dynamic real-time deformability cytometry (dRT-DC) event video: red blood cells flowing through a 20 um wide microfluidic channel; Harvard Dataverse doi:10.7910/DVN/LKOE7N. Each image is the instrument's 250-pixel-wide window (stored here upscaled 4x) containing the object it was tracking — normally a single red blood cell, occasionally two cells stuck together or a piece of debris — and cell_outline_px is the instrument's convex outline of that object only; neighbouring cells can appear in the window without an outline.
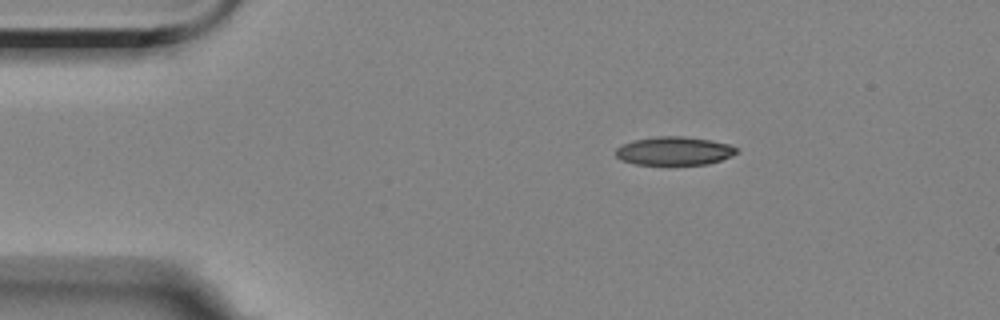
{"species": "Egyptian fruit bat (a non-hibernating species)", "species_latin": "Rousettus aegyptiacus", "temperature_condition": "room temperature", "stored_images_in_passage": 49, "segment_of_instrument_passage": [1, 2], "camera_frame_rate_fps": 3000, "um_per_image_px": 0.085, "animal": {"sex": "female"}, "frame": {"image": 1, "passage_image": 1, "time_ms": 0.0, "image_size_px": [1000, 320], "cell_outline_px": [[736, 152], [732, 156], [708, 164], [668, 168], [636, 164], [620, 160], [616, 156], [616, 148], [632, 140], [656, 136], [684, 136], [712, 140], [728, 144], [736, 148]], "centroid_in_image_um": [57.27, 12.88], "position_along_channel_um": 27.7, "area_um2": 20.98}}
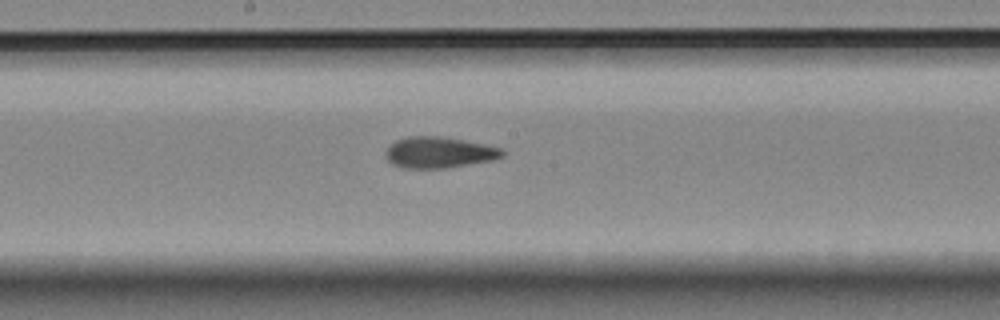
{"frame": {"image": 2, "passage_image": 21, "time_ms": 6.667, "image_size_px": [1000, 320], "cell_outline_px": [[504, 156], [492, 160], [448, 168], [404, 168], [392, 164], [384, 156], [384, 152], [388, 144], [396, 140], [408, 136], [440, 136], [464, 140], [484, 144], [500, 148], [504, 152]], "centroid_in_image_um": [37.26, 12.95], "position_along_channel_um": 210.9, "area_um2": 21.33}}
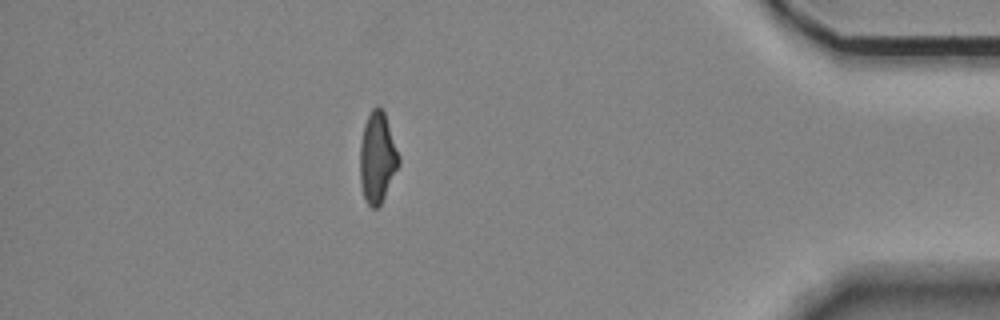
{"frame": {"image": 3, "passage_image": 41, "time_ms": 13.333, "image_size_px": [1000, 320], "cell_outline_px": [[400, 164], [380, 204], [376, 208], [372, 208], [368, 204], [364, 196], [360, 184], [360, 144], [364, 124], [372, 108], [376, 104], [384, 112], [400, 156]], "centroid_in_image_um": [32.07, 13.38], "position_along_channel_um": 403.1, "area_um2": 20.4}}